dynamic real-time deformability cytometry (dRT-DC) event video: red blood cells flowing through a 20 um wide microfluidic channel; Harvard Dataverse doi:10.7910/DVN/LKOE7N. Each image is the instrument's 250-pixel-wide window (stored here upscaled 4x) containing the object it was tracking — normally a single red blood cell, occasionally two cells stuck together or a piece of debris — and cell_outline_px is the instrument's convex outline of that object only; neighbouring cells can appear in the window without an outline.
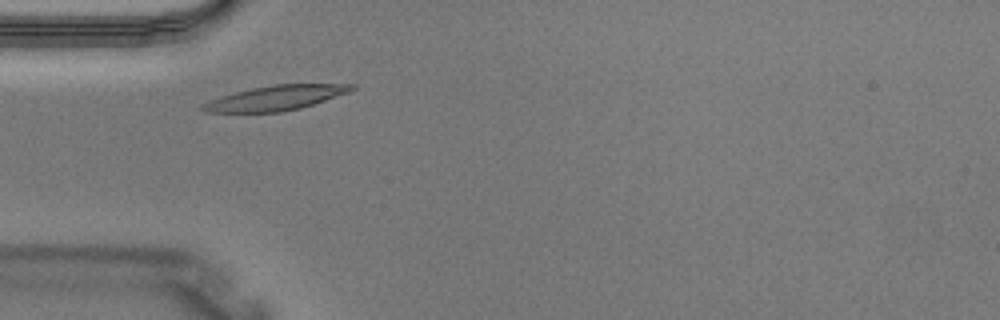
{"species": "Egyptian fruit bat (a non-hibernating species)", "species_latin": "Rousettus aegyptiacus", "temperature_condition": "warm", "stored_images_in_passage": 3, "camera_frame_rate_fps": 3000, "um_per_image_px": 0.085, "animal": {"sex": "male"}, "frame": {"image": 1, "passage_image": 3, "time_ms": 0.667, "image_size_px": [1000, 320], "cell_outline_px": [[356, 88], [348, 92], [300, 108], [280, 112], [204, 112], [196, 108], [200, 104], [236, 92], [252, 88], [276, 84], [356, 84]], "centroid_in_image_um": [23.39, 8.33], "position_along_channel_um": 61.6, "area_um2": 21.21}}